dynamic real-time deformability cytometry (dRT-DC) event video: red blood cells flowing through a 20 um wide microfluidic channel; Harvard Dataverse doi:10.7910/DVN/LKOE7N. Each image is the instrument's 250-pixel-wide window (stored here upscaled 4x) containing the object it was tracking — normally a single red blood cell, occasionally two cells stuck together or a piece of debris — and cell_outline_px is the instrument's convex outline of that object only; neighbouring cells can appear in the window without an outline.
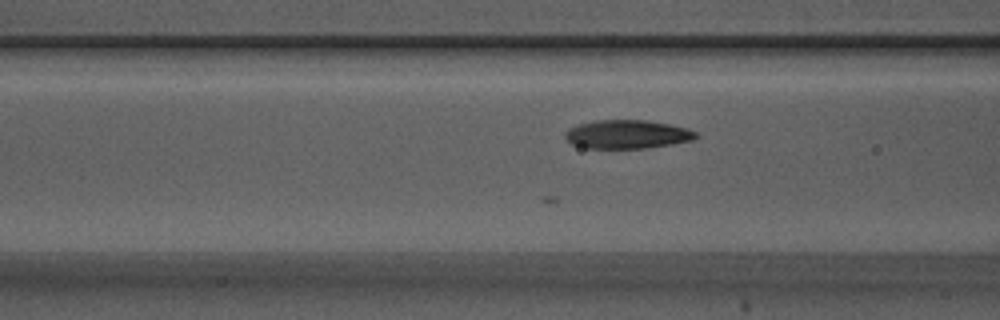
{"species": "Egyptian fruit bat (a non-hibernating species)", "species_latin": "Rousettus aegyptiacus", "temperature_condition": "warm", "stored_images_in_passage": 30, "camera_frame_rate_fps": 3000, "um_per_image_px": 0.085, "animal": {"sex": "male"}, "frame": {"image": 1, "passage_image": 7, "time_ms": 2.0, "image_size_px": [1000, 320], "cell_outline_px": [[700, 136], [692, 140], [672, 144], [644, 148], [588, 148], [572, 144], [564, 136], [564, 132], [568, 128], [576, 124], [592, 120], [648, 120], [688, 128], [696, 132]], "centroid_in_image_um": [53.29, 11.4], "position_along_channel_um": 113.3, "area_um2": 21.96}}
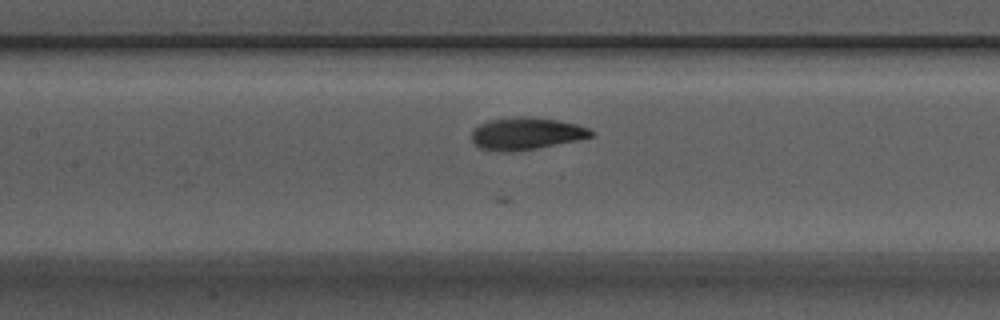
{"frame": {"image": 2, "passage_image": 11, "time_ms": 3.333, "image_size_px": [1000, 320], "cell_outline_px": [[596, 132], [592, 136], [576, 140], [536, 148], [504, 152], [500, 152], [480, 148], [472, 140], [472, 132], [480, 124], [488, 120], [520, 116], [524, 116], [556, 120], [576, 124], [588, 128]], "centroid_in_image_um": [44.72, 11.35], "position_along_channel_um": 162.7, "area_um2": 22.08}}
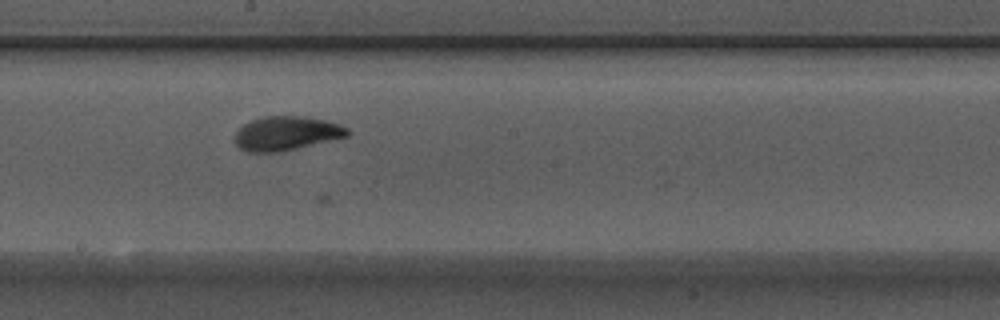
{"frame": {"image": 3, "passage_image": 16, "time_ms": 5.0, "image_size_px": [1000, 320], "cell_outline_px": [[348, 136], [296, 148], [276, 152], [248, 152], [240, 148], [236, 144], [236, 132], [244, 124], [252, 120], [264, 116], [308, 116], [340, 124], [348, 128]], "centroid_in_image_um": [24.35, 11.32], "position_along_channel_um": 223.9, "area_um2": 22.08}}